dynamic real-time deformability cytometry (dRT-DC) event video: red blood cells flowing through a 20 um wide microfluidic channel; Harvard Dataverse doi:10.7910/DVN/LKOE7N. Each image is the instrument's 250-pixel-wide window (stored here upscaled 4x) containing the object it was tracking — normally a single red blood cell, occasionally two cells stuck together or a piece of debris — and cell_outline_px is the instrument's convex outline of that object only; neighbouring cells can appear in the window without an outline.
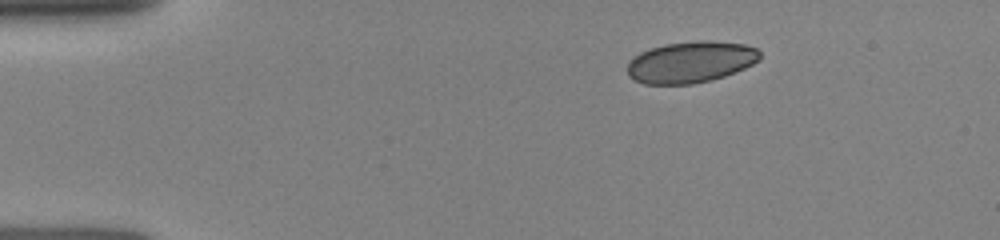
{"species": "human", "species_latin": "Homo sapiens", "temperature_condition": "room temperature", "stored_images_in_passage": 3, "camera_frame_rate_fps": 3000, "um_per_image_px": 0.085, "donor": {"sex": "female"}, "frame": {"image": 1, "passage_image": 1, "time_ms": 0.0, "image_size_px": [1000, 240], "cell_outline_px": [[760, 60], [744, 68], [724, 76], [712, 80], [692, 84], [644, 84], [628, 76], [628, 60], [640, 52], [664, 44], [700, 40], [708, 40], [744, 44], [756, 48], [760, 52]], "centroid_in_image_um": [58.7, 5.27], "position_along_channel_um": 26.3, "area_um2": 32.02}}